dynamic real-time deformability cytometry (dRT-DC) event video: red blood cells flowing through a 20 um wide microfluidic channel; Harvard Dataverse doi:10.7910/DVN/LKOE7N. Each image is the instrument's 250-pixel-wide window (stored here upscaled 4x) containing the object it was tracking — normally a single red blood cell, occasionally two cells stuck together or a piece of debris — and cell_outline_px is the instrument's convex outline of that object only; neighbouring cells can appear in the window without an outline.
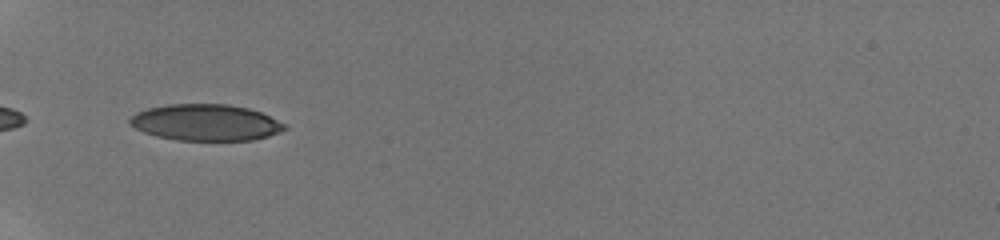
{"species": "human", "species_latin": "Homo sapiens", "temperature_condition": "room temperature", "stored_images_in_passage": 9, "camera_frame_rate_fps": 3000, "um_per_image_px": 0.085, "donor": {"sex": "male"}, "frame": {"image": 1, "passage_image": 1, "time_ms": 0.0, "image_size_px": [1000, 240], "cell_outline_px": [[288, 128], [280, 132], [268, 136], [252, 140], [176, 140], [156, 136], [144, 132], [128, 124], [128, 120], [136, 112], [148, 108], [168, 104], [228, 104], [248, 108], [260, 112], [288, 124]], "centroid_in_image_um": [17.5, 10.41], "position_along_channel_um": 67.5, "area_um2": 32.95}}
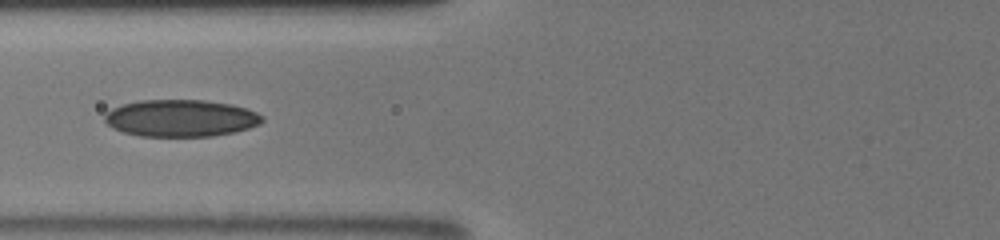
{"frame": {"image": 2, "passage_image": 6, "time_ms": 1.333, "image_size_px": [1000, 240], "cell_outline_px": [[264, 120], [260, 124], [236, 132], [212, 136], [140, 136], [124, 132], [112, 128], [104, 120], [104, 116], [112, 108], [120, 104], [140, 100], [204, 100], [232, 104], [248, 108], [264, 116]], "centroid_in_image_um": [15.39, 10.04], "position_along_channel_um": 110.4, "area_um2": 34.22}}
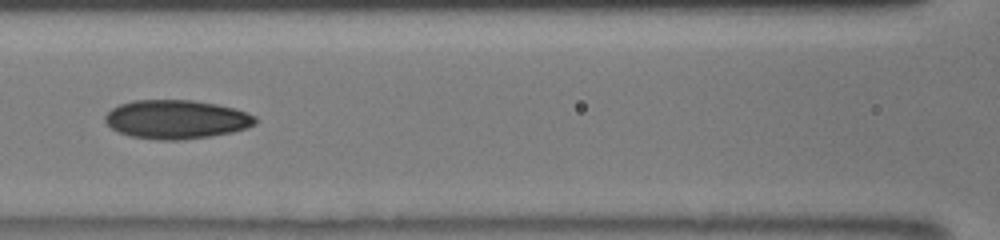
{"frame": {"image": 3, "passage_image": 8, "time_ms": 2.333, "image_size_px": [1000, 240], "cell_outline_px": [[256, 124], [248, 128], [232, 132], [208, 136], [180, 140], [160, 140], [132, 136], [120, 132], [112, 128], [104, 120], [104, 116], [112, 108], [120, 104], [132, 100], [192, 100], [216, 104], [232, 108], [256, 116]], "centroid_in_image_um": [14.98, 10.14], "position_along_channel_um": 151.6, "area_um2": 33.76}}